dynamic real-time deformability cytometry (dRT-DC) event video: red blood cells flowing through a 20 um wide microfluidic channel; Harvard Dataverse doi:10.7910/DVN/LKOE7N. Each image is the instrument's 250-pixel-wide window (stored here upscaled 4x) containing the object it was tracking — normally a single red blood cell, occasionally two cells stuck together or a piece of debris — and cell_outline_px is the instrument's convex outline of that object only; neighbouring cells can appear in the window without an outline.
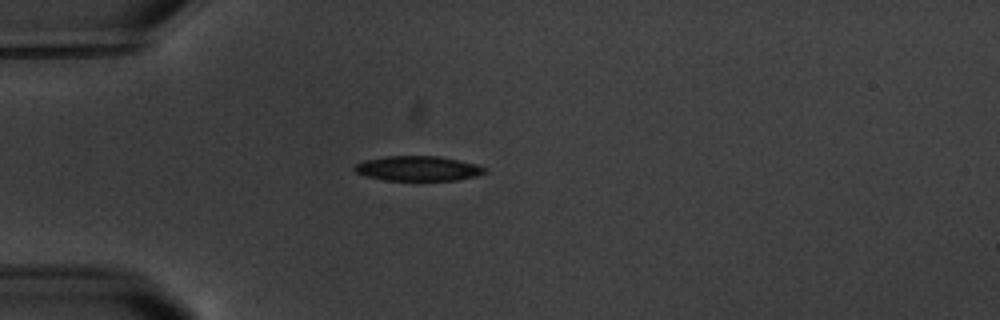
{"species": "common noctule bat (a hibernating species)", "species_latin": "Nyctalus noctula", "temperature_condition": "warm", "stored_images_in_passage": 5, "camera_frame_rate_fps": 3000, "um_per_image_px": 0.085, "animal": {"sex": "male", "body_mass_g": 20.1, "forearm_length_mm": 53.5}, "frame": {"image": 1, "passage_image": 1, "time_ms": 0.0, "image_size_px": [1000, 320], "cell_outline_px": [[488, 172], [476, 176], [456, 180], [384, 180], [368, 176], [356, 172], [352, 168], [356, 164], [364, 160], [384, 156], [440, 156], [476, 164], [488, 168]], "centroid_in_image_um": [35.56, 14.31], "position_along_channel_um": 49.4, "area_um2": 18.9}}
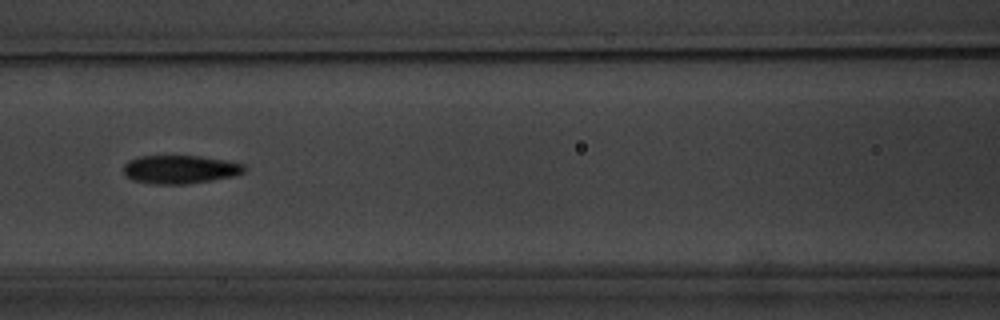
{"frame": {"image": 2, "passage_image": 4, "time_ms": 3.333, "image_size_px": [1000, 320], "cell_outline_px": [[248, 168], [244, 172], [236, 176], [188, 184], [152, 184], [132, 180], [124, 172], [124, 164], [128, 160], [140, 156], [200, 156], [224, 160], [244, 164]], "centroid_in_image_um": [15.33, 14.4], "position_along_channel_um": 151.3, "area_um2": 20.11}}
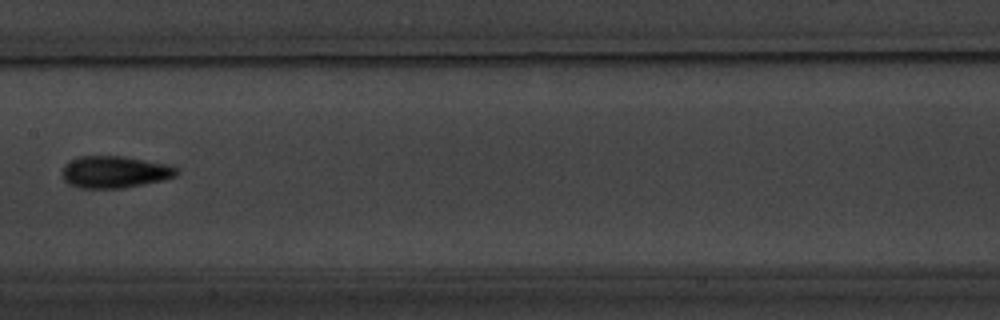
{"frame": {"image": 3, "passage_image": 5, "time_ms": 4.667, "image_size_px": [1000, 320], "cell_outline_px": [[180, 172], [176, 176], [164, 180], [124, 188], [80, 188], [68, 184], [64, 180], [64, 164], [76, 156], [124, 156], [172, 164], [180, 168]], "centroid_in_image_um": [9.83, 14.6], "position_along_channel_um": 197.6, "area_um2": 21.73}}